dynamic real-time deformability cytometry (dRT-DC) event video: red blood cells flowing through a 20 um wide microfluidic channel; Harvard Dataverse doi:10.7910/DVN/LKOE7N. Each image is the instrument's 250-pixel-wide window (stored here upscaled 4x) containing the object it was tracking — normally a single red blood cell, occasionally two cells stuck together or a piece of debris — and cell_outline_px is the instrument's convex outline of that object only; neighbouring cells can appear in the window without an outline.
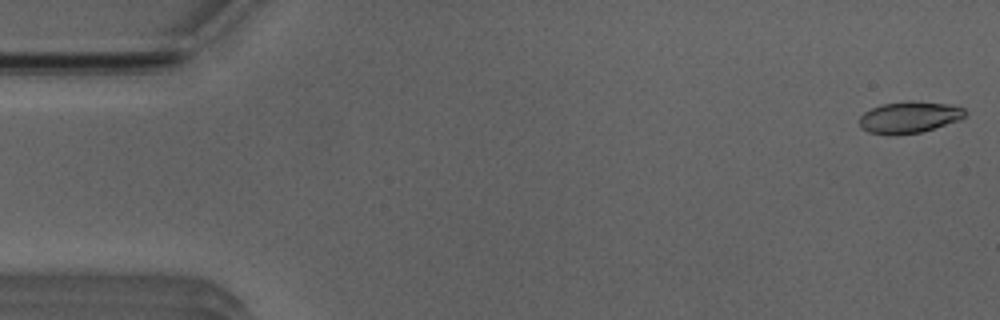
{"species": "Egyptian fruit bat (a non-hibernating species)", "species_latin": "Rousettus aegyptiacus", "temperature_condition": "room temperature", "stored_images_in_passage": 51, "camera_frame_rate_fps": 3000, "um_per_image_px": 0.085, "animal": {"sex": "male"}, "frame": {"image": 1, "passage_image": 1, "time_ms": 0.0, "image_size_px": [1000, 320], "cell_outline_px": [[968, 112], [960, 120], [920, 132], [896, 136], [888, 136], [868, 132], [860, 124], [860, 116], [864, 112], [880, 104], [908, 100], [912, 100], [948, 104], [964, 108]], "centroid_in_image_um": [77.28, 9.96], "position_along_channel_um": 7.7, "area_um2": 19.71}}
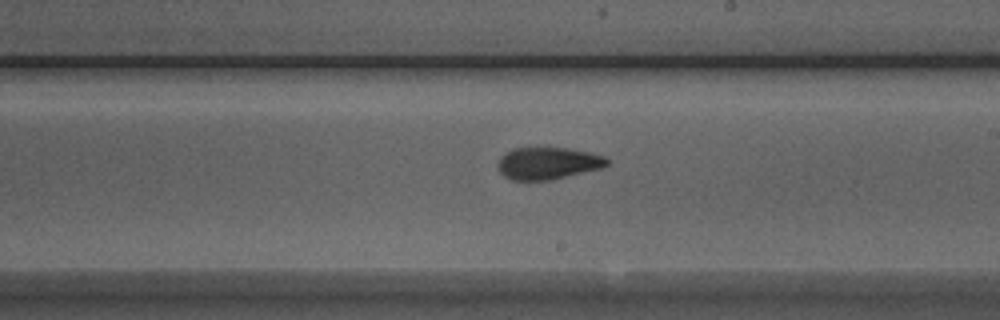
{"frame": {"image": 2, "passage_image": 29, "time_ms": 9.333, "image_size_px": [1000, 320], "cell_outline_px": [[608, 164], [604, 168], [552, 180], [512, 180], [504, 176], [496, 168], [496, 164], [500, 156], [512, 148], [568, 148], [588, 152], [604, 156], [608, 160]], "centroid_in_image_um": [46.55, 13.88], "position_along_channel_um": 242.5, "area_um2": 20.69}}
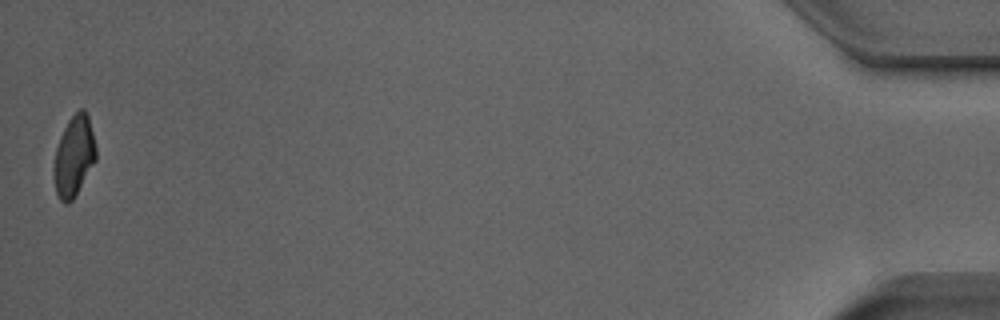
{"frame": {"image": 3, "passage_image": 51, "time_ms": 16.667, "image_size_px": [1000, 320], "cell_outline_px": [[96, 160], [72, 200], [68, 204], [64, 204], [60, 200], [56, 192], [52, 172], [52, 168], [56, 148], [60, 136], [68, 120], [80, 108], [84, 108], [88, 116], [96, 148]], "centroid_in_image_um": [6.26, 13.28], "position_along_channel_um": 428.9, "area_um2": 19.77}, "authors_computed_cell_mechanics": {"area_um2": 20.4612, "velocity_mm_per_s": 3.9438, "shape_relaxation_time_tau1_ms": 3.942, "shape_relaxation_time_tau2_ms": 2.0486, "deformation_change_tau1": 0.1436, "deformation_change_tau2": 0.0963}}